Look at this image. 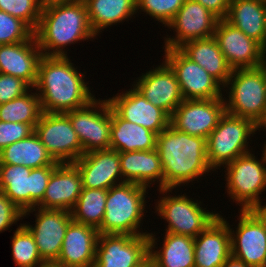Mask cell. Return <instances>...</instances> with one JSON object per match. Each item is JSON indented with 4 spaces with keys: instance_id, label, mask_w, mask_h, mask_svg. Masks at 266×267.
I'll list each match as a JSON object with an SVG mask.
<instances>
[{
    "instance_id": "obj_27",
    "label": "cell",
    "mask_w": 266,
    "mask_h": 267,
    "mask_svg": "<svg viewBox=\"0 0 266 267\" xmlns=\"http://www.w3.org/2000/svg\"><path fill=\"white\" fill-rule=\"evenodd\" d=\"M265 13L266 3L256 0H230L225 20L266 50Z\"/></svg>"
},
{
    "instance_id": "obj_38",
    "label": "cell",
    "mask_w": 266,
    "mask_h": 267,
    "mask_svg": "<svg viewBox=\"0 0 266 267\" xmlns=\"http://www.w3.org/2000/svg\"><path fill=\"white\" fill-rule=\"evenodd\" d=\"M34 31L22 20L0 11V45L30 40Z\"/></svg>"
},
{
    "instance_id": "obj_9",
    "label": "cell",
    "mask_w": 266,
    "mask_h": 267,
    "mask_svg": "<svg viewBox=\"0 0 266 267\" xmlns=\"http://www.w3.org/2000/svg\"><path fill=\"white\" fill-rule=\"evenodd\" d=\"M82 145V155L110 149L111 105L107 98H95L88 105L64 113Z\"/></svg>"
},
{
    "instance_id": "obj_32",
    "label": "cell",
    "mask_w": 266,
    "mask_h": 267,
    "mask_svg": "<svg viewBox=\"0 0 266 267\" xmlns=\"http://www.w3.org/2000/svg\"><path fill=\"white\" fill-rule=\"evenodd\" d=\"M31 168L0 164V190L23 212L31 209Z\"/></svg>"
},
{
    "instance_id": "obj_48",
    "label": "cell",
    "mask_w": 266,
    "mask_h": 267,
    "mask_svg": "<svg viewBox=\"0 0 266 267\" xmlns=\"http://www.w3.org/2000/svg\"><path fill=\"white\" fill-rule=\"evenodd\" d=\"M257 130H258V132L261 130L266 131V112H265L264 117L258 122Z\"/></svg>"
},
{
    "instance_id": "obj_21",
    "label": "cell",
    "mask_w": 266,
    "mask_h": 267,
    "mask_svg": "<svg viewBox=\"0 0 266 267\" xmlns=\"http://www.w3.org/2000/svg\"><path fill=\"white\" fill-rule=\"evenodd\" d=\"M82 188V178L77 167L73 163H60L52 172L44 197L37 207L71 212Z\"/></svg>"
},
{
    "instance_id": "obj_18",
    "label": "cell",
    "mask_w": 266,
    "mask_h": 267,
    "mask_svg": "<svg viewBox=\"0 0 266 267\" xmlns=\"http://www.w3.org/2000/svg\"><path fill=\"white\" fill-rule=\"evenodd\" d=\"M132 83L149 102L164 110L170 117L184 101L176 75L165 61L145 74L142 73Z\"/></svg>"
},
{
    "instance_id": "obj_49",
    "label": "cell",
    "mask_w": 266,
    "mask_h": 267,
    "mask_svg": "<svg viewBox=\"0 0 266 267\" xmlns=\"http://www.w3.org/2000/svg\"><path fill=\"white\" fill-rule=\"evenodd\" d=\"M36 267H58V264L57 263H51V262H45L39 266H36Z\"/></svg>"
},
{
    "instance_id": "obj_36",
    "label": "cell",
    "mask_w": 266,
    "mask_h": 267,
    "mask_svg": "<svg viewBox=\"0 0 266 267\" xmlns=\"http://www.w3.org/2000/svg\"><path fill=\"white\" fill-rule=\"evenodd\" d=\"M42 6L39 0H0V11L24 21L33 31L38 26Z\"/></svg>"
},
{
    "instance_id": "obj_3",
    "label": "cell",
    "mask_w": 266,
    "mask_h": 267,
    "mask_svg": "<svg viewBox=\"0 0 266 267\" xmlns=\"http://www.w3.org/2000/svg\"><path fill=\"white\" fill-rule=\"evenodd\" d=\"M34 36L46 56H67V46L97 38L84 1L43 5Z\"/></svg>"
},
{
    "instance_id": "obj_6",
    "label": "cell",
    "mask_w": 266,
    "mask_h": 267,
    "mask_svg": "<svg viewBox=\"0 0 266 267\" xmlns=\"http://www.w3.org/2000/svg\"><path fill=\"white\" fill-rule=\"evenodd\" d=\"M251 152L237 157L223 167L227 195L241 208L253 210L263 199L262 192L266 191V148L263 146L259 160Z\"/></svg>"
},
{
    "instance_id": "obj_51",
    "label": "cell",
    "mask_w": 266,
    "mask_h": 267,
    "mask_svg": "<svg viewBox=\"0 0 266 267\" xmlns=\"http://www.w3.org/2000/svg\"><path fill=\"white\" fill-rule=\"evenodd\" d=\"M265 34H266V13H265Z\"/></svg>"
},
{
    "instance_id": "obj_35",
    "label": "cell",
    "mask_w": 266,
    "mask_h": 267,
    "mask_svg": "<svg viewBox=\"0 0 266 267\" xmlns=\"http://www.w3.org/2000/svg\"><path fill=\"white\" fill-rule=\"evenodd\" d=\"M11 237L13 261L17 267H36L45 263L31 232L20 223Z\"/></svg>"
},
{
    "instance_id": "obj_45",
    "label": "cell",
    "mask_w": 266,
    "mask_h": 267,
    "mask_svg": "<svg viewBox=\"0 0 266 267\" xmlns=\"http://www.w3.org/2000/svg\"><path fill=\"white\" fill-rule=\"evenodd\" d=\"M262 201L253 209V211L258 215V217L265 223L266 225V205H262Z\"/></svg>"
},
{
    "instance_id": "obj_14",
    "label": "cell",
    "mask_w": 266,
    "mask_h": 267,
    "mask_svg": "<svg viewBox=\"0 0 266 267\" xmlns=\"http://www.w3.org/2000/svg\"><path fill=\"white\" fill-rule=\"evenodd\" d=\"M35 212V225L22 223L33 235L38 252L44 262L56 263L61 252L67 227L72 221L66 210L42 209L39 207L23 212V218Z\"/></svg>"
},
{
    "instance_id": "obj_42",
    "label": "cell",
    "mask_w": 266,
    "mask_h": 267,
    "mask_svg": "<svg viewBox=\"0 0 266 267\" xmlns=\"http://www.w3.org/2000/svg\"><path fill=\"white\" fill-rule=\"evenodd\" d=\"M20 220H23V211L0 190V233L9 230Z\"/></svg>"
},
{
    "instance_id": "obj_44",
    "label": "cell",
    "mask_w": 266,
    "mask_h": 267,
    "mask_svg": "<svg viewBox=\"0 0 266 267\" xmlns=\"http://www.w3.org/2000/svg\"><path fill=\"white\" fill-rule=\"evenodd\" d=\"M221 267H251V266L247 265L245 262L231 255Z\"/></svg>"
},
{
    "instance_id": "obj_28",
    "label": "cell",
    "mask_w": 266,
    "mask_h": 267,
    "mask_svg": "<svg viewBox=\"0 0 266 267\" xmlns=\"http://www.w3.org/2000/svg\"><path fill=\"white\" fill-rule=\"evenodd\" d=\"M179 49L193 62L204 68L223 87L226 85L233 69L229 66L213 36L186 42Z\"/></svg>"
},
{
    "instance_id": "obj_52",
    "label": "cell",
    "mask_w": 266,
    "mask_h": 267,
    "mask_svg": "<svg viewBox=\"0 0 266 267\" xmlns=\"http://www.w3.org/2000/svg\"><path fill=\"white\" fill-rule=\"evenodd\" d=\"M256 1H260V2L266 3V0H256Z\"/></svg>"
},
{
    "instance_id": "obj_47",
    "label": "cell",
    "mask_w": 266,
    "mask_h": 267,
    "mask_svg": "<svg viewBox=\"0 0 266 267\" xmlns=\"http://www.w3.org/2000/svg\"><path fill=\"white\" fill-rule=\"evenodd\" d=\"M83 0H42V5L54 4V3H67V2H79Z\"/></svg>"
},
{
    "instance_id": "obj_19",
    "label": "cell",
    "mask_w": 266,
    "mask_h": 267,
    "mask_svg": "<svg viewBox=\"0 0 266 267\" xmlns=\"http://www.w3.org/2000/svg\"><path fill=\"white\" fill-rule=\"evenodd\" d=\"M109 97L112 109L124 120L141 125L157 135L170 125V116L154 106L133 86L131 89Z\"/></svg>"
},
{
    "instance_id": "obj_16",
    "label": "cell",
    "mask_w": 266,
    "mask_h": 267,
    "mask_svg": "<svg viewBox=\"0 0 266 267\" xmlns=\"http://www.w3.org/2000/svg\"><path fill=\"white\" fill-rule=\"evenodd\" d=\"M225 112L224 98L184 100L173 112L170 124L178 131L207 139Z\"/></svg>"
},
{
    "instance_id": "obj_39",
    "label": "cell",
    "mask_w": 266,
    "mask_h": 267,
    "mask_svg": "<svg viewBox=\"0 0 266 267\" xmlns=\"http://www.w3.org/2000/svg\"><path fill=\"white\" fill-rule=\"evenodd\" d=\"M57 166H44L33 168L30 172L31 209L43 199L49 178Z\"/></svg>"
},
{
    "instance_id": "obj_50",
    "label": "cell",
    "mask_w": 266,
    "mask_h": 267,
    "mask_svg": "<svg viewBox=\"0 0 266 267\" xmlns=\"http://www.w3.org/2000/svg\"><path fill=\"white\" fill-rule=\"evenodd\" d=\"M263 68L266 71V51H265V55H264V59H263V64H262Z\"/></svg>"
},
{
    "instance_id": "obj_15",
    "label": "cell",
    "mask_w": 266,
    "mask_h": 267,
    "mask_svg": "<svg viewBox=\"0 0 266 267\" xmlns=\"http://www.w3.org/2000/svg\"><path fill=\"white\" fill-rule=\"evenodd\" d=\"M148 255V234H100L94 267H135Z\"/></svg>"
},
{
    "instance_id": "obj_22",
    "label": "cell",
    "mask_w": 266,
    "mask_h": 267,
    "mask_svg": "<svg viewBox=\"0 0 266 267\" xmlns=\"http://www.w3.org/2000/svg\"><path fill=\"white\" fill-rule=\"evenodd\" d=\"M99 235L94 227L72 220L56 263L61 267H94Z\"/></svg>"
},
{
    "instance_id": "obj_2",
    "label": "cell",
    "mask_w": 266,
    "mask_h": 267,
    "mask_svg": "<svg viewBox=\"0 0 266 267\" xmlns=\"http://www.w3.org/2000/svg\"><path fill=\"white\" fill-rule=\"evenodd\" d=\"M163 167V188L175 189L200 180L213 170L207 160L206 138L178 131L171 124L157 135Z\"/></svg>"
},
{
    "instance_id": "obj_20",
    "label": "cell",
    "mask_w": 266,
    "mask_h": 267,
    "mask_svg": "<svg viewBox=\"0 0 266 267\" xmlns=\"http://www.w3.org/2000/svg\"><path fill=\"white\" fill-rule=\"evenodd\" d=\"M73 164L81 174L83 188L108 190L124 183L116 150L92 151L83 154Z\"/></svg>"
},
{
    "instance_id": "obj_13",
    "label": "cell",
    "mask_w": 266,
    "mask_h": 267,
    "mask_svg": "<svg viewBox=\"0 0 266 267\" xmlns=\"http://www.w3.org/2000/svg\"><path fill=\"white\" fill-rule=\"evenodd\" d=\"M218 21L219 18L200 3L185 0L166 26L173 30L174 37L166 35L162 49H179L186 42L212 37Z\"/></svg>"
},
{
    "instance_id": "obj_12",
    "label": "cell",
    "mask_w": 266,
    "mask_h": 267,
    "mask_svg": "<svg viewBox=\"0 0 266 267\" xmlns=\"http://www.w3.org/2000/svg\"><path fill=\"white\" fill-rule=\"evenodd\" d=\"M34 132L56 162L73 163L82 156V145L64 113L42 112Z\"/></svg>"
},
{
    "instance_id": "obj_33",
    "label": "cell",
    "mask_w": 266,
    "mask_h": 267,
    "mask_svg": "<svg viewBox=\"0 0 266 267\" xmlns=\"http://www.w3.org/2000/svg\"><path fill=\"white\" fill-rule=\"evenodd\" d=\"M107 190L82 188L71 210L72 220L99 229L105 214Z\"/></svg>"
},
{
    "instance_id": "obj_40",
    "label": "cell",
    "mask_w": 266,
    "mask_h": 267,
    "mask_svg": "<svg viewBox=\"0 0 266 267\" xmlns=\"http://www.w3.org/2000/svg\"><path fill=\"white\" fill-rule=\"evenodd\" d=\"M31 87L22 79L0 73V104L23 96Z\"/></svg>"
},
{
    "instance_id": "obj_8",
    "label": "cell",
    "mask_w": 266,
    "mask_h": 267,
    "mask_svg": "<svg viewBox=\"0 0 266 267\" xmlns=\"http://www.w3.org/2000/svg\"><path fill=\"white\" fill-rule=\"evenodd\" d=\"M257 124L248 118L231 115L227 112L219 120L218 126L206 139L207 160L216 172L237 157L251 152L249 140L254 137Z\"/></svg>"
},
{
    "instance_id": "obj_10",
    "label": "cell",
    "mask_w": 266,
    "mask_h": 267,
    "mask_svg": "<svg viewBox=\"0 0 266 267\" xmlns=\"http://www.w3.org/2000/svg\"><path fill=\"white\" fill-rule=\"evenodd\" d=\"M163 60L176 75L184 100L223 98V86L180 49H164Z\"/></svg>"
},
{
    "instance_id": "obj_5",
    "label": "cell",
    "mask_w": 266,
    "mask_h": 267,
    "mask_svg": "<svg viewBox=\"0 0 266 267\" xmlns=\"http://www.w3.org/2000/svg\"><path fill=\"white\" fill-rule=\"evenodd\" d=\"M226 112L253 120L256 124L266 112V71L263 66L234 69L223 87Z\"/></svg>"
},
{
    "instance_id": "obj_23",
    "label": "cell",
    "mask_w": 266,
    "mask_h": 267,
    "mask_svg": "<svg viewBox=\"0 0 266 267\" xmlns=\"http://www.w3.org/2000/svg\"><path fill=\"white\" fill-rule=\"evenodd\" d=\"M42 56L35 36L28 41L0 45V73L20 78L34 88Z\"/></svg>"
},
{
    "instance_id": "obj_30",
    "label": "cell",
    "mask_w": 266,
    "mask_h": 267,
    "mask_svg": "<svg viewBox=\"0 0 266 267\" xmlns=\"http://www.w3.org/2000/svg\"><path fill=\"white\" fill-rule=\"evenodd\" d=\"M0 164L23 165L25 167L41 168L44 166H58L33 132L27 138L19 140L0 151Z\"/></svg>"
},
{
    "instance_id": "obj_29",
    "label": "cell",
    "mask_w": 266,
    "mask_h": 267,
    "mask_svg": "<svg viewBox=\"0 0 266 267\" xmlns=\"http://www.w3.org/2000/svg\"><path fill=\"white\" fill-rule=\"evenodd\" d=\"M157 134L122 119L111 107L110 149L118 152L156 149Z\"/></svg>"
},
{
    "instance_id": "obj_4",
    "label": "cell",
    "mask_w": 266,
    "mask_h": 267,
    "mask_svg": "<svg viewBox=\"0 0 266 267\" xmlns=\"http://www.w3.org/2000/svg\"><path fill=\"white\" fill-rule=\"evenodd\" d=\"M148 188L135 183L124 182L107 190L105 214L98 229L99 234L146 235L142 222L147 212ZM146 209V210H145ZM146 211V212H145Z\"/></svg>"
},
{
    "instance_id": "obj_7",
    "label": "cell",
    "mask_w": 266,
    "mask_h": 267,
    "mask_svg": "<svg viewBox=\"0 0 266 267\" xmlns=\"http://www.w3.org/2000/svg\"><path fill=\"white\" fill-rule=\"evenodd\" d=\"M162 194L160 199L155 202V212L164 219L166 225V232L178 235H187L190 237H197L204 231L219 215V212L209 211L203 208L201 202L193 200L185 194L171 195L174 189L163 188L157 189Z\"/></svg>"
},
{
    "instance_id": "obj_46",
    "label": "cell",
    "mask_w": 266,
    "mask_h": 267,
    "mask_svg": "<svg viewBox=\"0 0 266 267\" xmlns=\"http://www.w3.org/2000/svg\"><path fill=\"white\" fill-rule=\"evenodd\" d=\"M135 267H156V264L153 258L150 255H148L142 262H140Z\"/></svg>"
},
{
    "instance_id": "obj_34",
    "label": "cell",
    "mask_w": 266,
    "mask_h": 267,
    "mask_svg": "<svg viewBox=\"0 0 266 267\" xmlns=\"http://www.w3.org/2000/svg\"><path fill=\"white\" fill-rule=\"evenodd\" d=\"M33 90L34 88H31L23 96L0 104V121L26 123L34 129L42 109L38 94Z\"/></svg>"
},
{
    "instance_id": "obj_17",
    "label": "cell",
    "mask_w": 266,
    "mask_h": 267,
    "mask_svg": "<svg viewBox=\"0 0 266 267\" xmlns=\"http://www.w3.org/2000/svg\"><path fill=\"white\" fill-rule=\"evenodd\" d=\"M213 37L233 70L262 66L266 50L225 19H219Z\"/></svg>"
},
{
    "instance_id": "obj_37",
    "label": "cell",
    "mask_w": 266,
    "mask_h": 267,
    "mask_svg": "<svg viewBox=\"0 0 266 267\" xmlns=\"http://www.w3.org/2000/svg\"><path fill=\"white\" fill-rule=\"evenodd\" d=\"M184 2L185 0H136V13L144 12L166 27Z\"/></svg>"
},
{
    "instance_id": "obj_43",
    "label": "cell",
    "mask_w": 266,
    "mask_h": 267,
    "mask_svg": "<svg viewBox=\"0 0 266 267\" xmlns=\"http://www.w3.org/2000/svg\"><path fill=\"white\" fill-rule=\"evenodd\" d=\"M210 10L219 19H225L229 11L230 0H193Z\"/></svg>"
},
{
    "instance_id": "obj_25",
    "label": "cell",
    "mask_w": 266,
    "mask_h": 267,
    "mask_svg": "<svg viewBox=\"0 0 266 267\" xmlns=\"http://www.w3.org/2000/svg\"><path fill=\"white\" fill-rule=\"evenodd\" d=\"M120 169L124 182L147 188L156 183L163 189V167L157 149L119 152Z\"/></svg>"
},
{
    "instance_id": "obj_11",
    "label": "cell",
    "mask_w": 266,
    "mask_h": 267,
    "mask_svg": "<svg viewBox=\"0 0 266 267\" xmlns=\"http://www.w3.org/2000/svg\"><path fill=\"white\" fill-rule=\"evenodd\" d=\"M239 211L235 231L219 215L228 223L231 255L251 267H266V225L253 210Z\"/></svg>"
},
{
    "instance_id": "obj_41",
    "label": "cell",
    "mask_w": 266,
    "mask_h": 267,
    "mask_svg": "<svg viewBox=\"0 0 266 267\" xmlns=\"http://www.w3.org/2000/svg\"><path fill=\"white\" fill-rule=\"evenodd\" d=\"M34 129L26 123L0 121V151L10 144L27 138Z\"/></svg>"
},
{
    "instance_id": "obj_26",
    "label": "cell",
    "mask_w": 266,
    "mask_h": 267,
    "mask_svg": "<svg viewBox=\"0 0 266 267\" xmlns=\"http://www.w3.org/2000/svg\"><path fill=\"white\" fill-rule=\"evenodd\" d=\"M164 233L165 236L162 238L164 240L161 242L163 244L159 248L155 232L148 234L149 255L156 267H195L194 238L170 232Z\"/></svg>"
},
{
    "instance_id": "obj_31",
    "label": "cell",
    "mask_w": 266,
    "mask_h": 267,
    "mask_svg": "<svg viewBox=\"0 0 266 267\" xmlns=\"http://www.w3.org/2000/svg\"><path fill=\"white\" fill-rule=\"evenodd\" d=\"M92 30L99 36L109 26L135 18L136 0H83Z\"/></svg>"
},
{
    "instance_id": "obj_24",
    "label": "cell",
    "mask_w": 266,
    "mask_h": 267,
    "mask_svg": "<svg viewBox=\"0 0 266 267\" xmlns=\"http://www.w3.org/2000/svg\"><path fill=\"white\" fill-rule=\"evenodd\" d=\"M195 267H221L231 256L228 223L218 216L194 238Z\"/></svg>"
},
{
    "instance_id": "obj_1",
    "label": "cell",
    "mask_w": 266,
    "mask_h": 267,
    "mask_svg": "<svg viewBox=\"0 0 266 267\" xmlns=\"http://www.w3.org/2000/svg\"><path fill=\"white\" fill-rule=\"evenodd\" d=\"M67 56L43 55L34 90L40 99L42 112L66 113L82 108L94 100L95 94Z\"/></svg>"
}]
</instances>
